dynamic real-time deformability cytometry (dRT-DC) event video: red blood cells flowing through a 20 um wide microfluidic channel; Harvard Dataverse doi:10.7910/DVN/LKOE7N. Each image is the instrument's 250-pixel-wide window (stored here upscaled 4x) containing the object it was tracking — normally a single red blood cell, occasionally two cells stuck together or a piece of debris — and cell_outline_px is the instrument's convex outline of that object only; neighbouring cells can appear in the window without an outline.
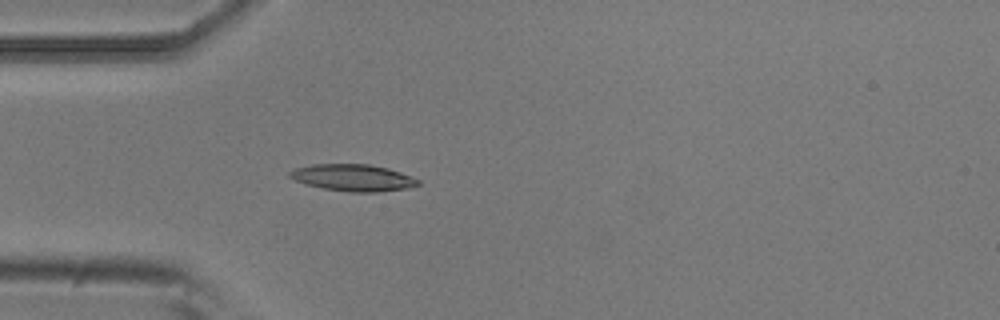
{"species": "common noctule bat (a hibernating species)", "species_latin": "Nyctalus noctula", "temperature_condition": "room temperature", "stored_images_in_passage": 4, "camera_frame_rate_fps": 3000, "um_per_image_px": 0.085, "animal": {"sex": "male", "body_mass_g": 20.5, "forearm_length_mm": 52.5}, "frame": {"image": 1, "passage_image": 4, "time_ms": 1.0, "image_size_px": [1000, 320], "cell_outline_px": [[420, 184], [408, 188], [376, 192], [348, 192], [324, 188], [304, 184], [288, 176], [288, 172], [296, 168], [312, 164], [368, 164], [388, 168], [400, 172], [420, 180]], "centroid_in_image_um": [30.0, 15.1], "position_along_channel_um": 55.0, "area_um2": 20.0}}